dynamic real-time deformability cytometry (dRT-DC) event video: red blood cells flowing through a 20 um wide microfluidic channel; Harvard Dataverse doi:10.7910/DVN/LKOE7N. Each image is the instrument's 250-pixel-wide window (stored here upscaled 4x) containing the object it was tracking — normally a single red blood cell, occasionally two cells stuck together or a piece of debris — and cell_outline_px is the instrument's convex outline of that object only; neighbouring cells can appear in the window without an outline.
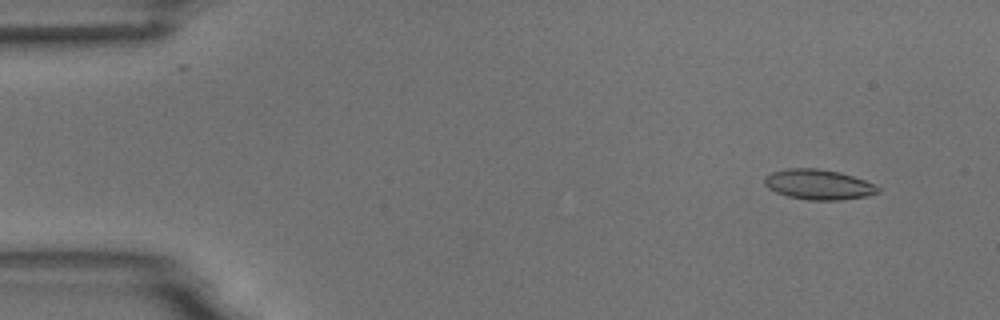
{"species": "common noctule bat (a hibernating species)", "species_latin": "Nyctalus noctula", "temperature_condition": "room temperature", "stored_images_in_passage": 4, "camera_frame_rate_fps": 3000, "um_per_image_px": 0.085, "animal": {"sex": "male", "body_mass_g": 18.8}, "frame": {"image": 1, "passage_image": 2, "time_ms": 1.0, "image_size_px": [1000, 320], "cell_outline_px": [[880, 192], [864, 196], [840, 200], [808, 200], [788, 196], [776, 192], [768, 188], [764, 184], [764, 176], [772, 172], [788, 168], [816, 168], [840, 172], [876, 184], [880, 188]], "centroid_in_image_um": [69.56, 15.68], "position_along_channel_um": 15.4, "area_um2": 19.94}}